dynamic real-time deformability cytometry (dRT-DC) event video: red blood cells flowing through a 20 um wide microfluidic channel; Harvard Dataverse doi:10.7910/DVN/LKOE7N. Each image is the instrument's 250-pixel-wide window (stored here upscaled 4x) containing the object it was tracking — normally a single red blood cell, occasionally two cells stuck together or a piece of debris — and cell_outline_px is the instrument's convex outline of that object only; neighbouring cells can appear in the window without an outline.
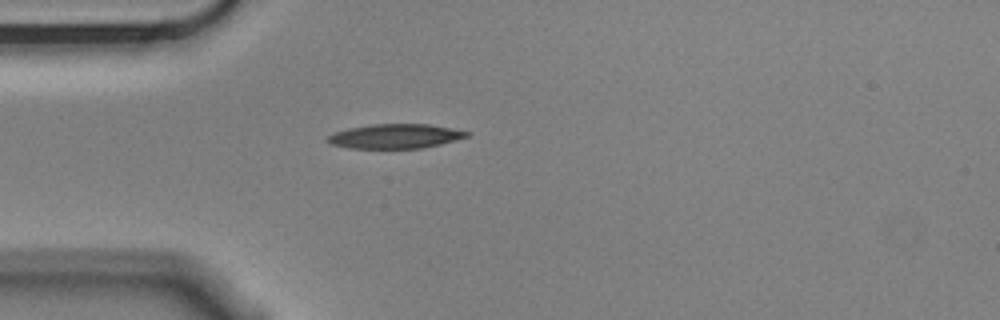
{"species": "Egyptian fruit bat (a non-hibernating species)", "species_latin": "Rousettus aegyptiacus", "temperature_condition": "cold", "stored_images_in_passage": 1, "camera_frame_rate_fps": 3000, "um_per_image_px": 0.085, "animal": {"sex": "male"}, "frame": {"image": 1, "passage_image": 1, "time_ms": 0.0, "image_size_px": [1000, 320], "cell_outline_px": [[472, 132], [468, 136], [456, 140], [440, 144], [420, 148], [348, 148], [332, 144], [328, 140], [328, 136], [336, 132], [348, 128], [372, 124], [428, 124]], "centroid_in_image_um": [33.62, 11.57], "position_along_channel_um": 51.4, "area_um2": 19.59}}